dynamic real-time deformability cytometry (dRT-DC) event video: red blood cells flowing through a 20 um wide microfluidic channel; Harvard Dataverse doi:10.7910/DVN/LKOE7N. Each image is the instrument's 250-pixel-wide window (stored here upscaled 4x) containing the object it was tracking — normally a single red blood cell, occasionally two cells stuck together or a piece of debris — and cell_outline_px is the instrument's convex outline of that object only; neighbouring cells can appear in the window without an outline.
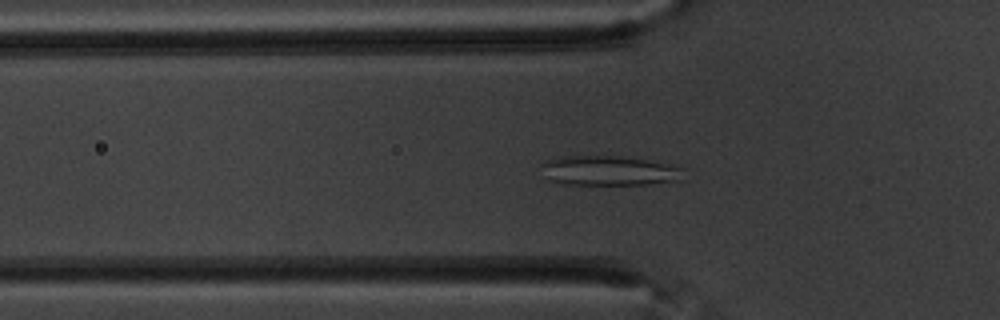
{"species": "common noctule bat (a hibernating species)", "species_latin": "Nyctalus noctula", "temperature_condition": "warm", "stored_images_in_passage": 59, "camera_frame_rate_fps": 3000, "um_per_image_px": 0.085, "animal": {"sex": "male", "body_mass_g": 20.1, "forearm_length_mm": 53.5}, "frame": {"image": 1, "passage_image": 20, "time_ms": 6.333, "image_size_px": [1000, 320], "cell_outline_px": [[684, 168], [680, 180], [648, 184], [564, 184], [552, 180], [540, 164], [544, 160], [560, 156], [620, 156], [644, 160]], "centroid_in_image_um": [51.75, 14.5], "position_along_channel_um": 74.1, "area_um2": 24.1}}
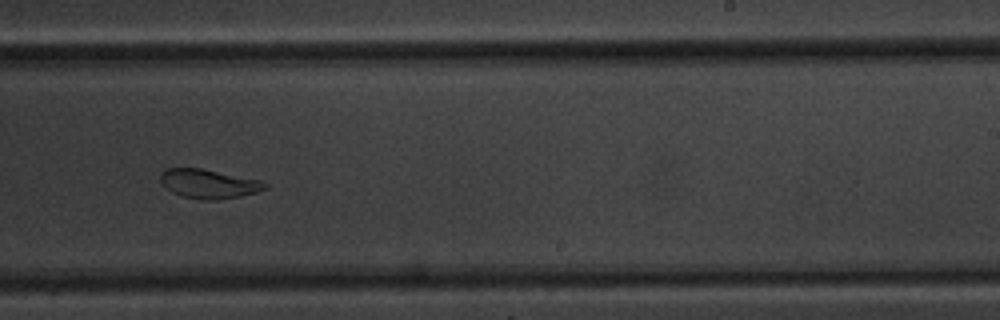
{"frame": {"image": 2, "passage_image": 37, "time_ms": 12.0, "image_size_px": [1000, 320], "cell_outline_px": [[268, 188], [256, 192], [240, 196], [216, 200], [204, 200], [180, 196], [172, 192], [160, 180], [160, 176], [168, 168], [200, 168], [264, 180], [268, 184]], "centroid_in_image_um": [17.81, 15.62], "position_along_channel_um": 271.2, "area_um2": 17.74}}
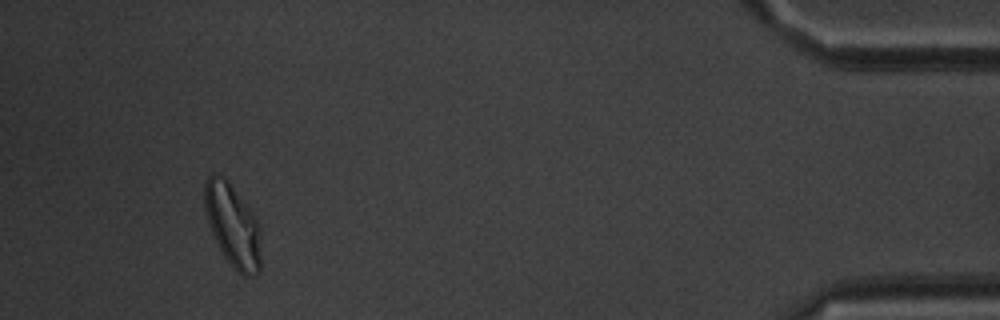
{"frame": {"image": 3, "passage_image": 55, "time_ms": 18.0, "image_size_px": [1000, 320], "cell_outline_px": [[260, 272], [256, 276], [244, 276], [236, 272], [224, 256], [216, 244], [208, 224], [204, 208], [204, 184], [208, 176], [212, 172], [224, 176], [228, 180], [260, 224]], "centroid_in_image_um": [19.76, 19.17], "position_along_channel_um": 415.4, "area_um2": 27.63}, "authors_computed_cell_mechanics": {"area_um2": 24.565, "velocity_mm_per_s": 3.4666, "shape_relaxation_time_tau1_ms": 5.0175, "shape_relaxation_time_tau2_ms": 2.7314, "deformation_change_tau1": 0.1436, "deformation_change_tau2": 0.0505}}